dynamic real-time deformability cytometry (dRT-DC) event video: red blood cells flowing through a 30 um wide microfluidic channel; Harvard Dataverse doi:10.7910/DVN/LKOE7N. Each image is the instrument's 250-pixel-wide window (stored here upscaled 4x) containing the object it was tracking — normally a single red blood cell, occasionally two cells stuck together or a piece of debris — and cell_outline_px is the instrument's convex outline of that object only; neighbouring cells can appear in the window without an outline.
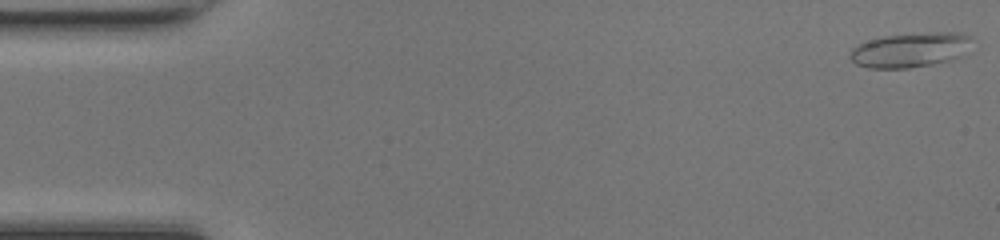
{"species": "common noctule bat (a hibernating species)", "species_latin": "Nyctalus noctula", "temperature_condition": "room temperature", "stored_images_in_passage": 48, "camera_frame_rate_fps": 3000, "um_per_image_px": 0.085, "animal": {"sex": "female", "body_mass_g": 17.0, "forearm_length_mm": 48.0}, "frame": {"image": 1, "passage_image": 1, "time_ms": 0.0, "image_size_px": [1000, 240], "cell_outline_px": [[972, 36], [964, 56], [932, 64], [908, 68], [868, 68], [856, 64], [848, 56], [852, 48], [868, 40], [884, 36], [932, 32], [960, 32]], "centroid_in_image_um": [77.38, 4.24], "position_along_channel_um": 7.6, "area_um2": 24.62}}
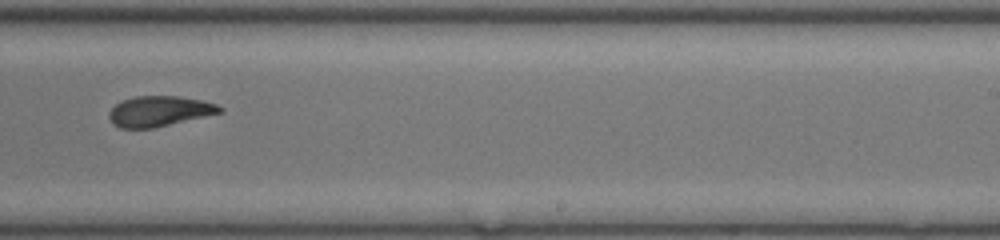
{"frame": {"image": 2, "passage_image": 30, "time_ms": 9.667, "image_size_px": [1000, 240], "cell_outline_px": [[224, 112], [152, 128], [120, 128], [112, 124], [108, 116], [108, 112], [120, 100], [136, 96], [180, 96], [200, 100], [216, 104], [224, 108]], "centroid_in_image_um": [13.52, 9.45], "position_along_channel_um": 275.5, "area_um2": 19.65}}
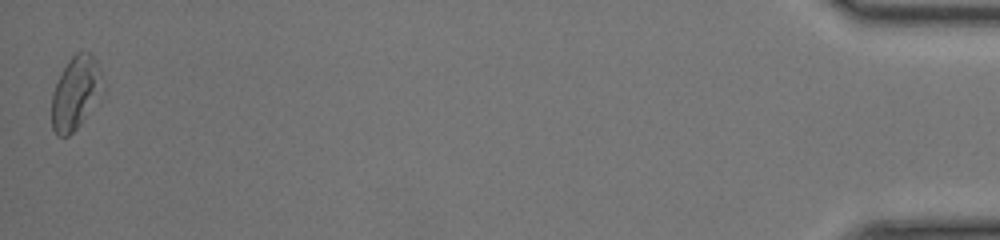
{"frame": {"image": 3, "passage_image": 48, "time_ms": 15.667, "image_size_px": [1000, 240], "cell_outline_px": [[100, 72], [84, 116], [80, 124], [68, 136], [56, 136], [52, 128], [52, 92], [68, 60], [76, 52], [88, 52], [92, 56]], "centroid_in_image_um": [6.24, 7.91], "position_along_channel_um": 429.0, "area_um2": 19.42}, "authors_computed_cell_mechanics": {"area_um2": 20.5768, "velocity_mm_per_s": 4.2734, "shape_relaxation_time_tau1_ms": null, "shape_relaxation_time_tau2_ms": 3.0117, "deformation_change_tau1": null, "deformation_change_tau2": 0.0989}}